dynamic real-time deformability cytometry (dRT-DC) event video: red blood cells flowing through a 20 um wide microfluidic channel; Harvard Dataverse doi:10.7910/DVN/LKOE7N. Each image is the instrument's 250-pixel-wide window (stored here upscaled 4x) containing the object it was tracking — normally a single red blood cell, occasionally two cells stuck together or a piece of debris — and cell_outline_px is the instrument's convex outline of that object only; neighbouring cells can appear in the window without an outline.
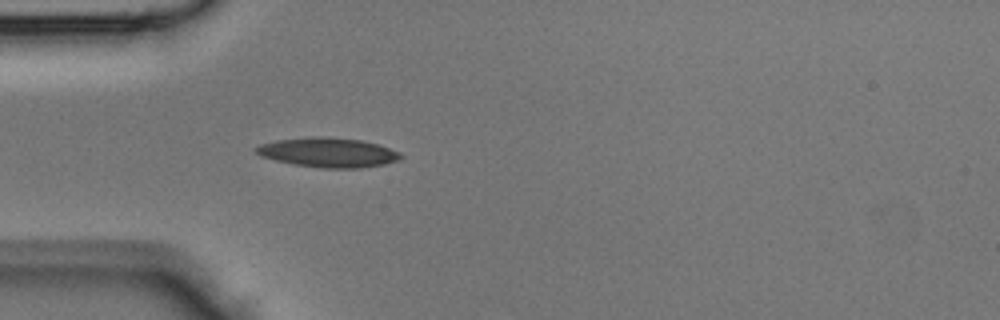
{"species": "Egyptian fruit bat (a non-hibernating species)", "species_latin": "Rousettus aegyptiacus", "temperature_condition": "room temperature", "stored_images_in_passage": 24, "camera_frame_rate_fps": 3000, "um_per_image_px": 0.085, "animal": {"sex": "male"}, "frame": {"image": 1, "passage_image": 4, "time_ms": 1.0, "image_size_px": [1000, 320], "cell_outline_px": [[404, 156], [400, 160], [384, 164], [360, 168], [324, 168], [292, 164], [260, 156], [252, 148], [260, 144], [276, 140], [312, 136], [320, 136], [360, 140], [376, 144], [400, 152]], "centroid_in_image_um": [27.87, 12.96], "position_along_channel_um": 57.1, "area_um2": 24.91}}
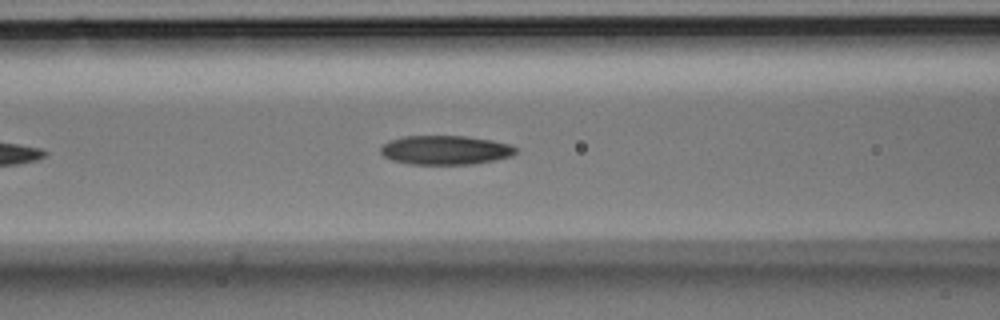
{"frame": {"image": 2, "passage_image": 9, "time_ms": 2.667, "image_size_px": [1000, 320], "cell_outline_px": [[516, 152], [512, 156], [472, 164], [412, 164], [392, 160], [384, 156], [380, 152], [380, 148], [388, 140], [404, 136], [464, 136], [492, 140], [508, 144], [516, 148]], "centroid_in_image_um": [37.82, 12.75], "position_along_channel_um": 128.8, "area_um2": 22.77}}
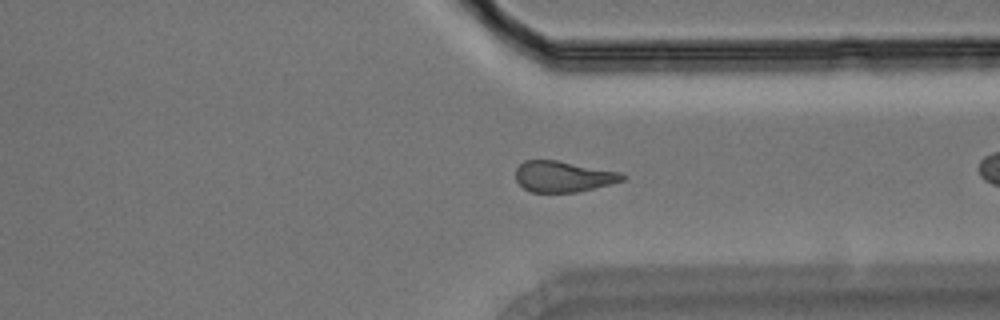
{"frame": {"image": 3, "passage_image": 22, "time_ms": 7.0, "image_size_px": [1000, 320], "cell_outline_px": [[628, 176], [624, 180], [576, 192], [532, 192], [524, 188], [516, 180], [516, 168], [524, 160], [556, 160], [620, 172]], "centroid_in_image_um": [47.86, 15.0], "position_along_channel_um": 363.5, "area_um2": 19.02}}